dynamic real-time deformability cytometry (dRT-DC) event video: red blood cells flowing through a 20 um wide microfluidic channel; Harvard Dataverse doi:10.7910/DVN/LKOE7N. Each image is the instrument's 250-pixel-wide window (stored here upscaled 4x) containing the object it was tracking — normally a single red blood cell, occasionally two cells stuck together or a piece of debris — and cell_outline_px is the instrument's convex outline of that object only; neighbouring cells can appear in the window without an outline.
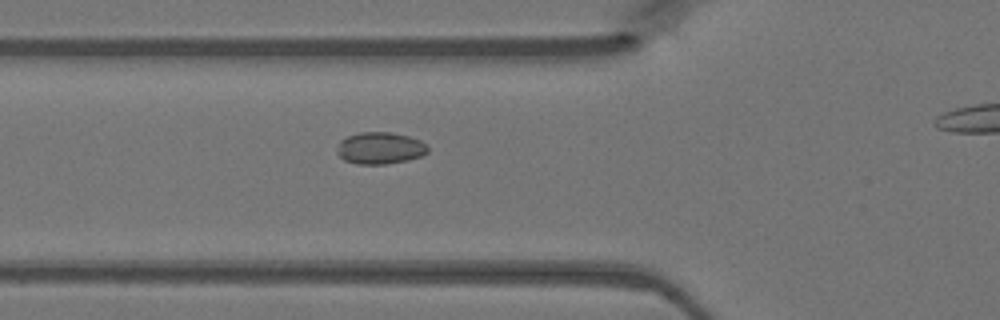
{"species": "Egyptian fruit bat (a non-hibernating species)", "species_latin": "Rousettus aegyptiacus", "temperature_condition": "warm", "stored_images_in_passage": 42, "camera_frame_rate_fps": 3000, "um_per_image_px": 0.085, "animal": {"sex": "female"}, "frame": {"image": 1, "passage_image": 17, "time_ms": 5.333, "image_size_px": [1000, 320], "cell_outline_px": [[428, 152], [420, 156], [408, 160], [388, 164], [356, 164], [344, 160], [336, 152], [336, 148], [340, 140], [348, 136], [360, 132], [392, 132], [408, 136], [420, 140], [428, 148]], "centroid_in_image_um": [32.28, 12.59], "position_along_channel_um": 93.5, "area_um2": 16.94}}
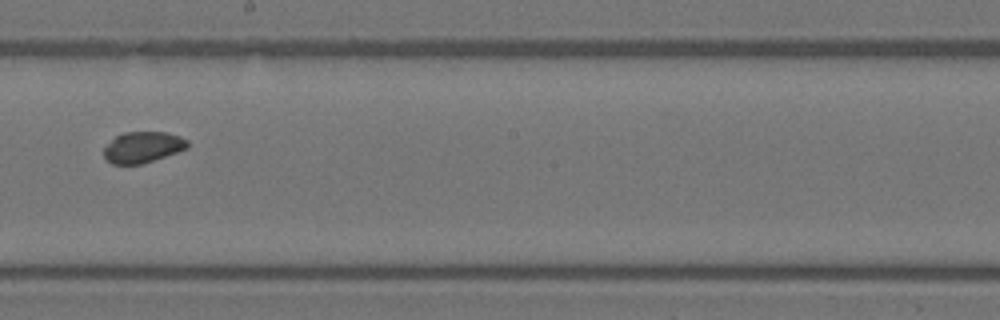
{"frame": {"image": 2, "passage_image": 27, "time_ms": 8.667, "image_size_px": [1000, 320], "cell_outline_px": [[188, 148], [140, 164], [112, 164], [104, 156], [104, 148], [116, 136], [124, 132], [164, 132], [180, 136], [188, 140]], "centroid_in_image_um": [12.14, 12.5], "position_along_channel_um": 236.1, "area_um2": 14.85}}
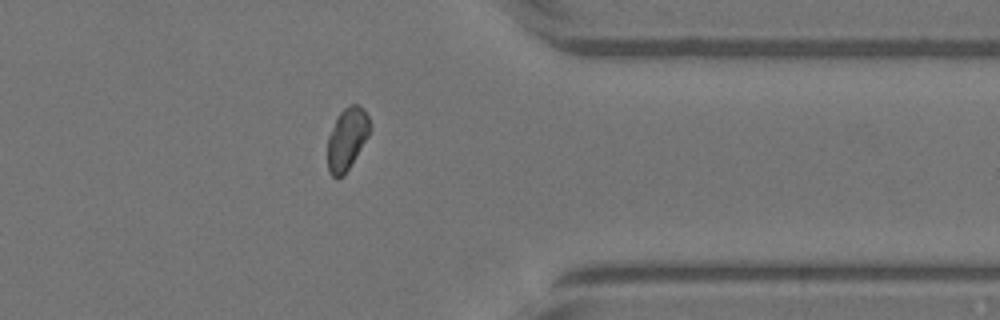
{"frame": {"image": 3, "passage_image": 38, "time_ms": 12.333, "image_size_px": [1000, 320], "cell_outline_px": [[368, 136], [344, 176], [336, 180], [328, 172], [328, 136], [340, 112], [348, 104], [356, 104], [364, 108], [368, 116]], "centroid_in_image_um": [29.46, 11.83], "position_along_channel_um": 381.9, "area_um2": 15.14}}